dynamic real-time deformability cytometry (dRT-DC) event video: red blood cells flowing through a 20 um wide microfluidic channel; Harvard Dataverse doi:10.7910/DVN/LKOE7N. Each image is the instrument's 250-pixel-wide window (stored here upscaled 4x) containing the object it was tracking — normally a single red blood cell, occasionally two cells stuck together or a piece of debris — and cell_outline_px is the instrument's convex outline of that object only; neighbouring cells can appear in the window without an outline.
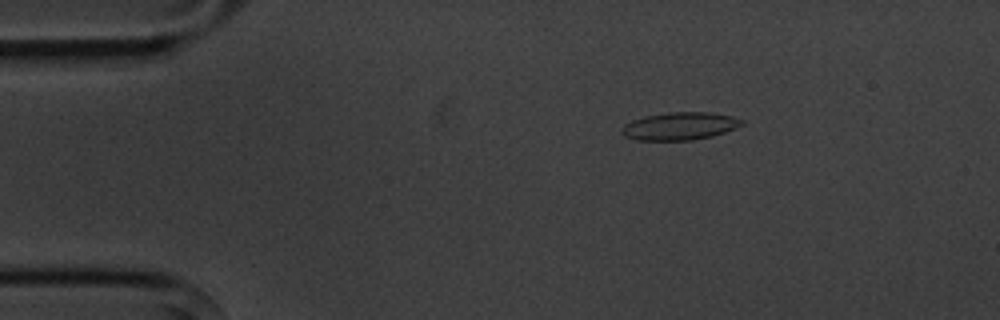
{"species": "common noctule bat (a hibernating species)", "species_latin": "Nyctalus noctula", "temperature_condition": "cold", "stored_images_in_passage": 5, "camera_frame_rate_fps": 3000, "um_per_image_px": 0.085, "animal": {"sex": "male", "body_mass_g": 20.1, "forearm_length_mm": 53.5}, "frame": {"image": 1, "passage_image": 2, "time_ms": 2.0, "image_size_px": [1000, 320], "cell_outline_px": [[744, 124], [736, 128], [712, 136], [692, 140], [636, 140], [624, 136], [620, 132], [624, 124], [632, 120], [644, 116], [668, 112], [708, 112], [732, 116], [744, 120]], "centroid_in_image_um": [57.77, 10.72], "position_along_channel_um": 27.2, "area_um2": 19.48}}